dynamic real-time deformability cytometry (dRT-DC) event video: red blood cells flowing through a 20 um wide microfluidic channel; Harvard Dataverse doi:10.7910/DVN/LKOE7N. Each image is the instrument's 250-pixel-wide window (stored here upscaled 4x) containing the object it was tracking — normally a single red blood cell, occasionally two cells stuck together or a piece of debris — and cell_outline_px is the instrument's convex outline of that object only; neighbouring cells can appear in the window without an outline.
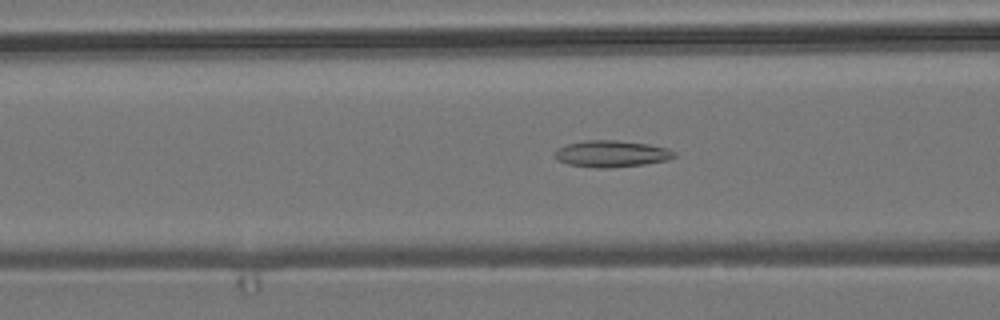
{"species": "common noctule bat (a hibernating species)", "species_latin": "Nyctalus noctula", "temperature_condition": "room temperature", "stored_images_in_passage": 54, "camera_frame_rate_fps": 3000, "um_per_image_px": 0.085, "animal": {"sex": "male", "body_mass_g": 19.2, "forearm_length_mm": 51.8}, "frame": {"image": 1, "passage_image": 21, "time_ms": 6.667, "image_size_px": [1000, 320], "cell_outline_px": [[676, 156], [668, 160], [644, 164], [608, 168], [596, 168], [568, 164], [556, 160], [552, 156], [556, 148], [568, 144], [584, 140], [616, 140], [648, 144], [668, 148], [676, 152]], "centroid_in_image_um": [51.94, 13.07], "position_along_channel_um": 114.7, "area_um2": 18.73}}
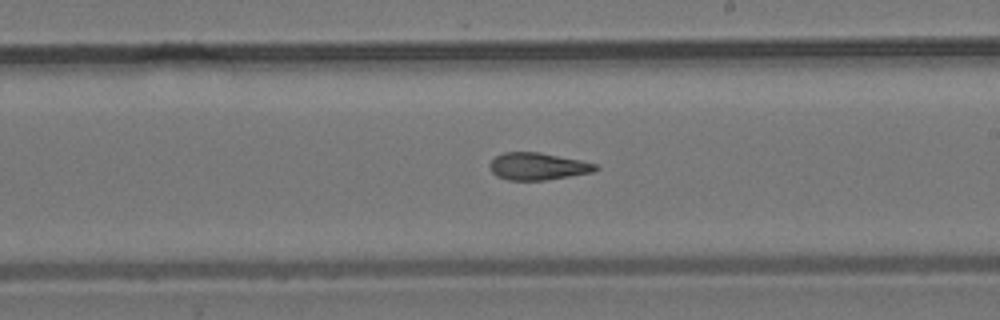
{"frame": {"image": 2, "passage_image": 31, "time_ms": 10.0, "image_size_px": [1000, 320], "cell_outline_px": [[600, 168], [592, 172], [544, 180], [508, 180], [496, 176], [492, 172], [488, 164], [496, 156], [504, 152], [540, 152], [600, 164]], "centroid_in_image_um": [45.72, 14.13], "position_along_channel_um": 243.3, "area_um2": 16.82}}
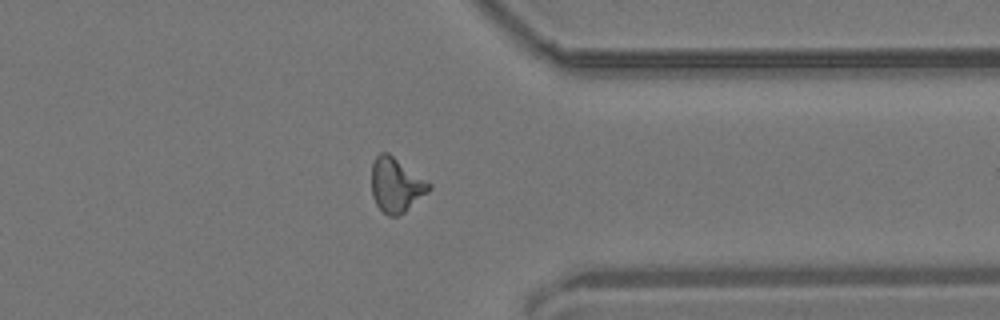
{"frame": {"image": 3, "passage_image": 42, "time_ms": 13.667, "image_size_px": [1000, 320], "cell_outline_px": [[432, 188], [428, 192], [404, 212], [396, 216], [388, 216], [376, 204], [372, 196], [372, 164], [376, 156], [380, 152], [388, 152], [432, 184]], "centroid_in_image_um": [33.67, 15.71], "position_along_channel_um": 377.7, "area_um2": 18.09}}